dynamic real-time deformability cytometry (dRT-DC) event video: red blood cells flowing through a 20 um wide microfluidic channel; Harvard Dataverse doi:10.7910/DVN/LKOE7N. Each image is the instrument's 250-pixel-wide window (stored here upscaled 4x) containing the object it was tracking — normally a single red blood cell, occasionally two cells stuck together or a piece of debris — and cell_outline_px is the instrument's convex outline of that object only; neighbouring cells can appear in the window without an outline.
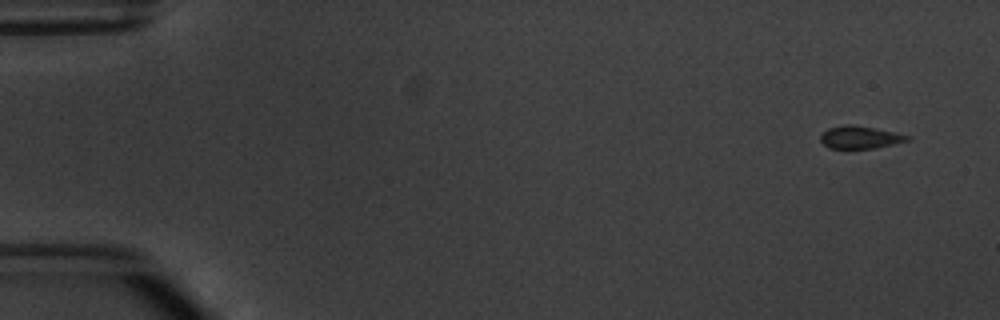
{"species": "common noctule bat (a hibernating species)", "species_latin": "Nyctalus noctula", "temperature_condition": "warm", "stored_images_in_passage": 4, "camera_frame_rate_fps": 3000, "um_per_image_px": 0.085, "animal": {"sex": "male", "body_mass_g": 20.1, "forearm_length_mm": 53.5}, "frame": {"image": 1, "passage_image": 1, "time_ms": 0.0, "image_size_px": [1000, 320], "cell_outline_px": [[912, 140], [876, 148], [828, 148], [820, 140], [820, 136], [828, 128], [844, 124], [848, 124], [872, 128], [892, 132], [908, 136]], "centroid_in_image_um": [73.08, 11.68], "position_along_channel_um": 11.9, "area_um2": 11.21}}